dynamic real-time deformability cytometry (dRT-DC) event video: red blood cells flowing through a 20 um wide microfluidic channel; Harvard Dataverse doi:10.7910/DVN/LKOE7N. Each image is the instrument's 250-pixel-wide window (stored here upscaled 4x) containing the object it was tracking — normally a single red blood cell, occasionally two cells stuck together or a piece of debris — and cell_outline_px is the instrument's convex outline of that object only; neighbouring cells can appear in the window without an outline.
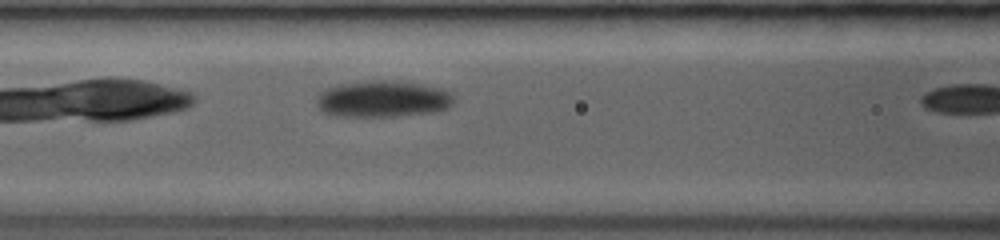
{"species": "common noctule bat (a hibernating species)", "species_latin": "Nyctalus noctula", "temperature_condition": "room temperature", "stored_images_in_passage": 6, "camera_frame_rate_fps": 3500, "um_per_image_px": 0.085, "animal": {"sex": "female", "body_mass_g": 19.0, "forearm_length_mm": 53.3}, "frame": {"image": 1, "passage_image": 5, "time_ms": 1.143, "image_size_px": [1000, 240], "cell_outline_px": [[452, 104], [444, 108], [428, 112], [392, 116], [344, 116], [324, 112], [320, 108], [320, 96], [328, 88], [340, 84], [372, 80], [384, 80], [420, 84], [436, 88], [448, 92], [452, 96]], "centroid_in_image_um": [32.54, 8.4], "position_along_channel_um": 134.1, "area_um2": 27.92}}